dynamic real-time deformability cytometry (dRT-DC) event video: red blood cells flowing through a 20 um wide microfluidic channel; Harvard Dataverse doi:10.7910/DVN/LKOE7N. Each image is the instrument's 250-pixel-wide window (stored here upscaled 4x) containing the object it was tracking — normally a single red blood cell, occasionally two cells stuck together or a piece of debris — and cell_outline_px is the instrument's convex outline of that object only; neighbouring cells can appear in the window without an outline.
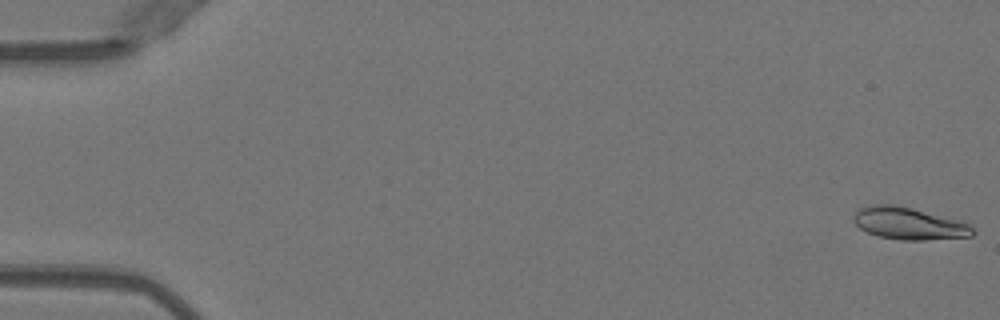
{"species": "Egyptian fruit bat (a non-hibernating species)", "species_latin": "Rousettus aegyptiacus", "temperature_condition": "warm", "stored_images_in_passage": 51, "camera_frame_rate_fps": 3000, "um_per_image_px": 0.085, "animal": {"sex": "female"}, "frame": {"image": 1, "passage_image": 1, "time_ms": 0.0, "image_size_px": [1000, 320], "cell_outline_px": [[976, 232], [972, 236], [924, 240], [900, 240], [880, 236], [868, 232], [860, 228], [852, 220], [852, 216], [860, 208], [872, 204], [892, 204], [912, 208], [960, 220], [968, 224]], "centroid_in_image_um": [77.25, 18.99], "position_along_channel_um": 7.7, "area_um2": 22.25}}
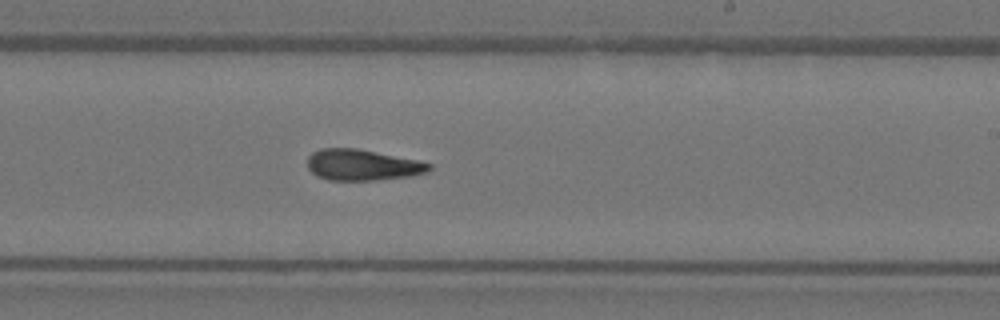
{"frame": {"image": 2, "passage_image": 31, "time_ms": 10.0, "image_size_px": [1000, 320], "cell_outline_px": [[432, 168], [428, 172], [412, 176], [376, 180], [328, 180], [316, 176], [308, 168], [308, 156], [312, 152], [320, 148], [356, 148], [420, 160], [432, 164]], "centroid_in_image_um": [30.83, 14.02], "position_along_channel_um": 258.2, "area_um2": 22.25}}
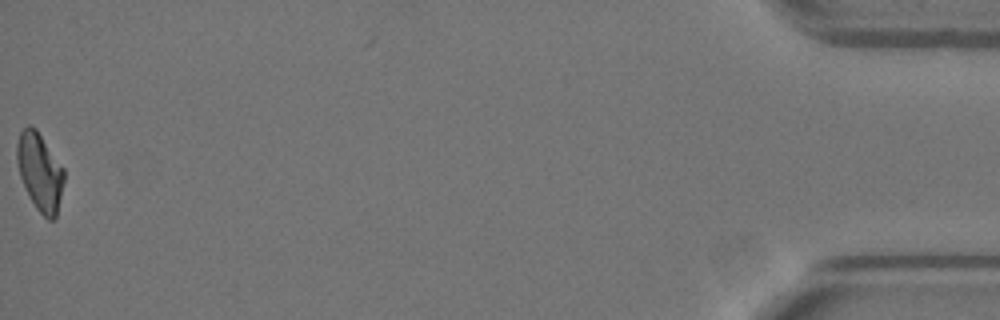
{"frame": {"image": 3, "passage_image": 51, "time_ms": 16.667, "image_size_px": [1000, 320], "cell_outline_px": [[64, 180], [56, 216], [52, 220], [48, 220], [36, 208], [20, 176], [16, 160], [16, 144], [20, 132], [28, 124], [36, 128], [64, 168]], "centroid_in_image_um": [3.38, 14.56], "position_along_channel_um": 431.8, "area_um2": 21.1}, "authors_computed_cell_mechanics": {"area_um2": 21.7328, "velocity_mm_per_s": 4.0376, "shape_relaxation_time_tau1_ms": null, "shape_relaxation_time_tau2_ms": 5.8612, "deformation_change_tau1": null, "deformation_change_tau2": 0.1636}}